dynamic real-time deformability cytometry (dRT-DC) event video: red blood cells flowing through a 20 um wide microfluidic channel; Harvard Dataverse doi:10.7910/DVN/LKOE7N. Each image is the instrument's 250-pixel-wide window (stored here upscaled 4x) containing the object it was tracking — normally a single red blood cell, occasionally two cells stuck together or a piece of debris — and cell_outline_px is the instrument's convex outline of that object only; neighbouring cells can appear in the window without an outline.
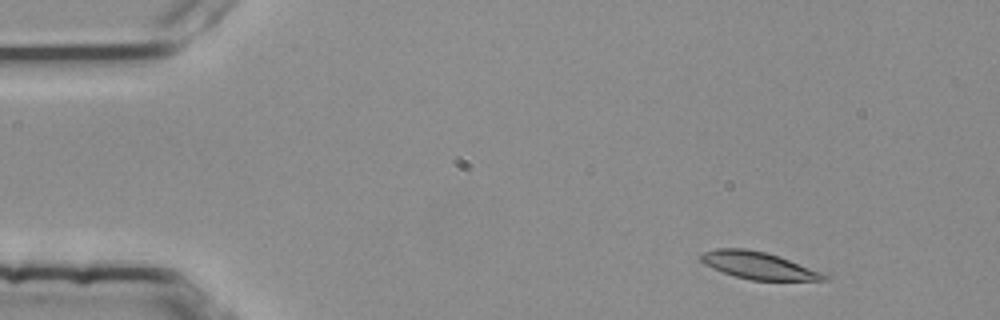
{"species": "common noctule bat (a hibernating species)", "species_latin": "Nyctalus noctula", "temperature_condition": "room temperature", "stored_images_in_passage": 3, "camera_frame_rate_fps": 3000, "um_per_image_px": 0.085, "animal": {"sex": "female", "body_mass_g": 25.1}, "frame": {"image": 1, "passage_image": 1, "time_ms": 0.0, "image_size_px": [1000, 320], "cell_outline_px": [[832, 276], [828, 280], [752, 280], [736, 276], [712, 268], [704, 264], [700, 260], [700, 256], [704, 252], [716, 248], [744, 248], [764, 252], [788, 260]], "centroid_in_image_um": [64.45, 22.57], "position_along_channel_um": 20.5, "area_um2": 19.13}}